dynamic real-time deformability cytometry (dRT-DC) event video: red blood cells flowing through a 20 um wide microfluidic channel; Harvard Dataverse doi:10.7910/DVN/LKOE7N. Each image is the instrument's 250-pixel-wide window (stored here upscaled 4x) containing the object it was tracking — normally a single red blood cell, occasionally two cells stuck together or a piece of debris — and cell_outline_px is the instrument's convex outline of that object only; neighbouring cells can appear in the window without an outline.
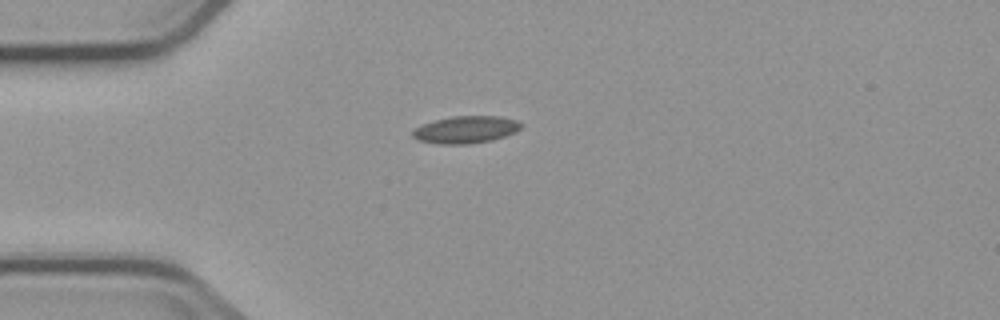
{"species": "common noctule bat (a hibernating species)", "species_latin": "Nyctalus noctula", "temperature_condition": "cold", "stored_images_in_passage": 3, "camera_frame_rate_fps": 3000, "um_per_image_px": 0.085, "animal": {"sex": "male", "body_mass_g": 23.1, "forearm_length_mm": 52.7}, "frame": {"image": 1, "passage_image": 1, "time_ms": 0.0, "image_size_px": [1000, 320], "cell_outline_px": [[524, 124], [516, 132], [492, 140], [468, 144], [440, 144], [416, 140], [412, 136], [412, 132], [416, 128], [424, 124], [436, 120], [452, 116], [500, 116], [516, 120]], "centroid_in_image_um": [39.61, 11.02], "position_along_channel_um": 45.4, "area_um2": 17.17}}
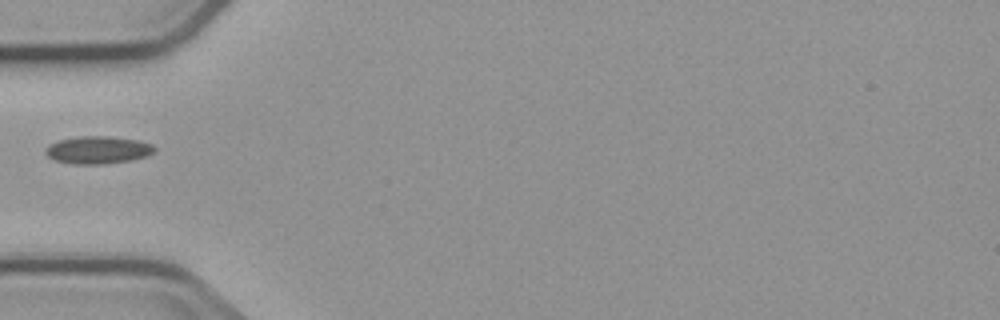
{"frame": {"image": 2, "passage_image": 2, "time_ms": 1.333, "image_size_px": [1000, 320], "cell_outline_px": [[156, 152], [148, 156], [132, 160], [104, 164], [72, 164], [56, 160], [48, 156], [44, 152], [52, 144], [60, 140], [80, 136], [108, 136], [136, 140], [152, 144], [156, 148]], "centroid_in_image_um": [8.39, 12.75], "position_along_channel_um": 76.6, "area_um2": 17.4}}
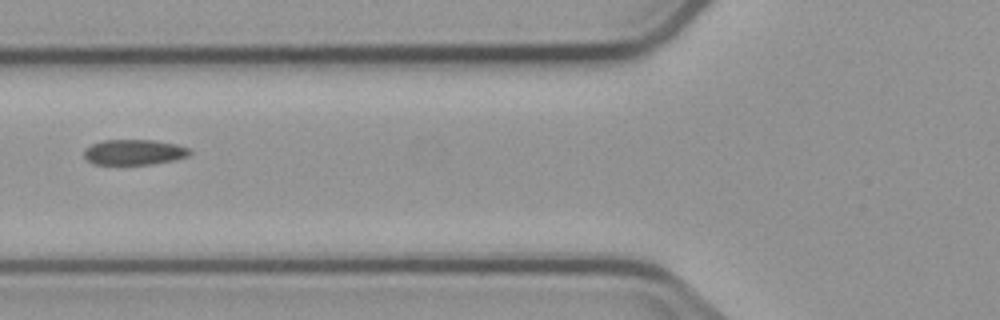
{"frame": {"image": 3, "passage_image": 3, "time_ms": 2.333, "image_size_px": [1000, 320], "cell_outline_px": [[192, 152], [188, 156], [176, 160], [152, 164], [92, 164], [84, 156], [84, 148], [92, 144], [104, 140], [152, 140], [176, 144], [188, 148]], "centroid_in_image_um": [11.4, 12.94], "position_along_channel_um": 114.4, "area_um2": 15.66}}